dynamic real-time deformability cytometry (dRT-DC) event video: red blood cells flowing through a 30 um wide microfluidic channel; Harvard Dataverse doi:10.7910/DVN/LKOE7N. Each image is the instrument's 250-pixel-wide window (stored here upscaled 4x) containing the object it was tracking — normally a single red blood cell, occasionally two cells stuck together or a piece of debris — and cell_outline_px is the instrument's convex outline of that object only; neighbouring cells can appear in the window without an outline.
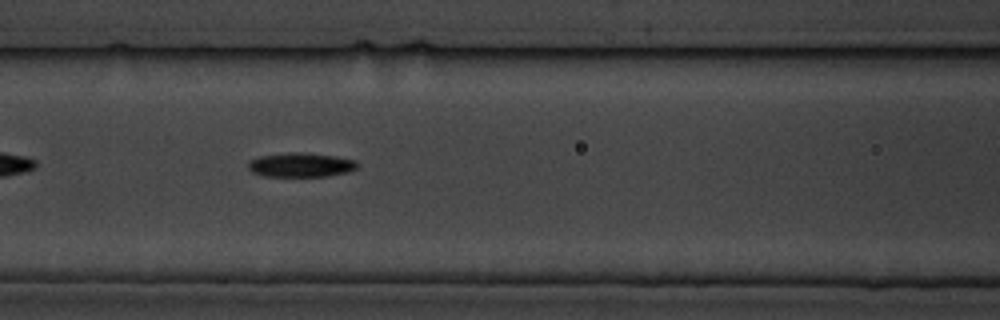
{"species": "common noctule bat (a hibernating species)", "species_latin": "Nyctalus noctula", "temperature_condition": "cold", "stored_images_in_passage": 4, "camera_frame_rate_fps": 3000, "um_per_image_px": 0.085, "animal": {"sex": "male", "body_mass_g": 19.5, "forearm_length_mm": 54.6}, "frame": {"image": 1, "passage_image": 4, "time_ms": 3.333, "image_size_px": [1000, 320], "cell_outline_px": [[360, 164], [356, 168], [348, 172], [328, 176], [264, 176], [252, 172], [248, 168], [248, 164], [252, 160], [260, 156], [288, 152], [300, 152], [336, 156], [356, 160]], "centroid_in_image_um": [25.61, 14.01], "position_along_channel_um": 141.0, "area_um2": 15.43}}